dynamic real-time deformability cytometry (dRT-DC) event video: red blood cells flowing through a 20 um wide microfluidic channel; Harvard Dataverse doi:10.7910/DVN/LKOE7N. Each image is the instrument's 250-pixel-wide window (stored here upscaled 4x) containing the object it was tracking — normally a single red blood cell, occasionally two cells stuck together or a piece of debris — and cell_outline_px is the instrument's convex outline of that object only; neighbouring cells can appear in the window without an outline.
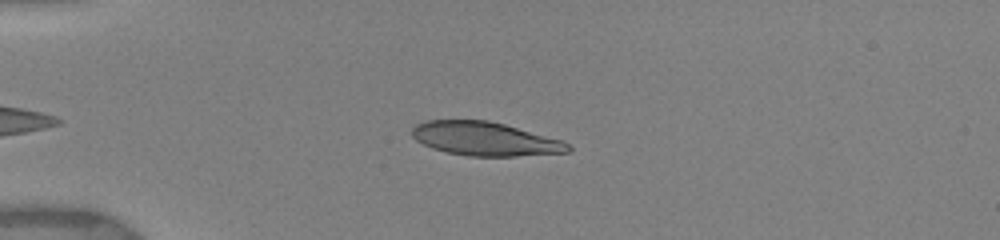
{"species": "human", "species_latin": "Homo sapiens", "temperature_condition": "warm", "stored_images_in_passage": 11, "camera_frame_rate_fps": 3000, "um_per_image_px": 0.085, "donor": {"sex": "female"}, "frame": {"image": 1, "passage_image": 5, "time_ms": 1.333, "image_size_px": [1000, 240], "cell_outline_px": [[572, 148], [568, 152], [516, 156], [468, 156], [448, 152], [432, 148], [416, 140], [412, 136], [412, 128], [416, 124], [424, 120], [488, 120], [504, 124], [564, 140]], "centroid_in_image_um": [41.23, 11.79], "position_along_channel_um": 43.8, "area_um2": 30.69}}